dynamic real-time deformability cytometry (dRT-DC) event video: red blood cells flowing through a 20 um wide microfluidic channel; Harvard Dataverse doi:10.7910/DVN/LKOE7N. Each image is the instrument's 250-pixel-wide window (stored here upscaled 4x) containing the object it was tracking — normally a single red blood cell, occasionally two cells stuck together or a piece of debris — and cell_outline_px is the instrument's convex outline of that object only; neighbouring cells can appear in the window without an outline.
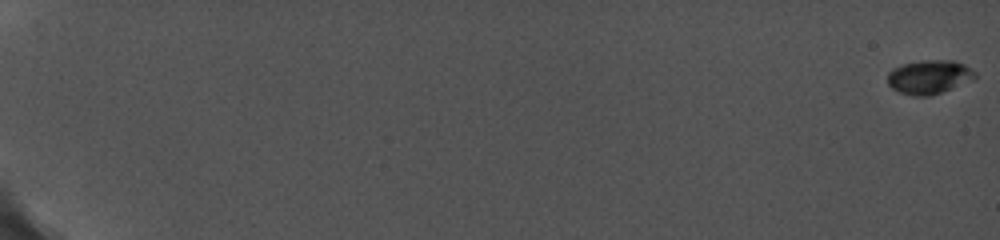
{"species": "common noctule bat (a hibernating species)", "species_latin": "Nyctalus noctula", "temperature_condition": "cold", "stored_images_in_passage": 87, "camera_frame_rate_fps": 5000, "um_per_image_px": 0.085, "animal": {"sex": "female", "body_mass_g": 19.0, "forearm_length_mm": 56.7}, "frame": {"image": 1, "passage_image": 1, "time_ms": 0.0, "image_size_px": [1000, 240], "cell_outline_px": [[976, 76], [940, 92], [924, 96], [920, 96], [900, 92], [892, 88], [888, 84], [888, 72], [900, 64], [920, 60], [952, 60], [964, 64], [976, 72]], "centroid_in_image_um": [78.92, 6.5], "position_along_channel_um": 6.1, "area_um2": 16.76}}
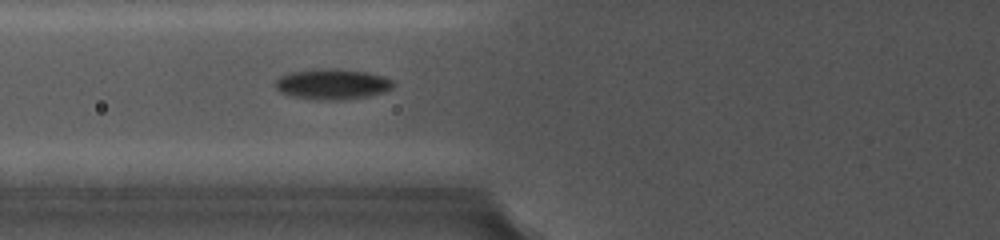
{"frame": {"image": 2, "passage_image": 41, "time_ms": 8.8, "image_size_px": [1000, 240], "cell_outline_px": [[396, 84], [392, 88], [384, 92], [368, 96], [344, 100], [312, 100], [292, 96], [280, 92], [276, 88], [276, 80], [280, 76], [288, 72], [316, 68], [332, 68], [368, 72], [384, 76], [392, 80]], "centroid_in_image_um": [28.25, 7.15], "position_along_channel_um": 97.6, "area_um2": 21.39}}
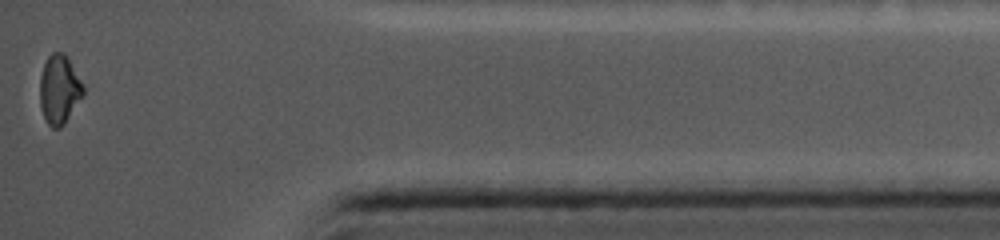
{"frame": {"image": 3, "passage_image": 87, "time_ms": 18.0, "image_size_px": [1000, 240], "cell_outline_px": [[84, 92], [64, 124], [60, 128], [52, 128], [44, 120], [40, 104], [40, 76], [44, 64], [48, 56], [52, 52], [64, 52], [84, 84]], "centroid_in_image_um": [5.03, 7.6], "position_along_channel_um": 430.2, "area_um2": 17.4}, "authors_computed_cell_mechanics": {"area_um2": 18.0336, "velocity_mm_per_s": 3.7928, "shape_relaxation_time_tau1_ms": null, "shape_relaxation_time_tau2_ms": 1.6454, "deformation_change_tau1": null, "deformation_change_tau2": 0.0416}}